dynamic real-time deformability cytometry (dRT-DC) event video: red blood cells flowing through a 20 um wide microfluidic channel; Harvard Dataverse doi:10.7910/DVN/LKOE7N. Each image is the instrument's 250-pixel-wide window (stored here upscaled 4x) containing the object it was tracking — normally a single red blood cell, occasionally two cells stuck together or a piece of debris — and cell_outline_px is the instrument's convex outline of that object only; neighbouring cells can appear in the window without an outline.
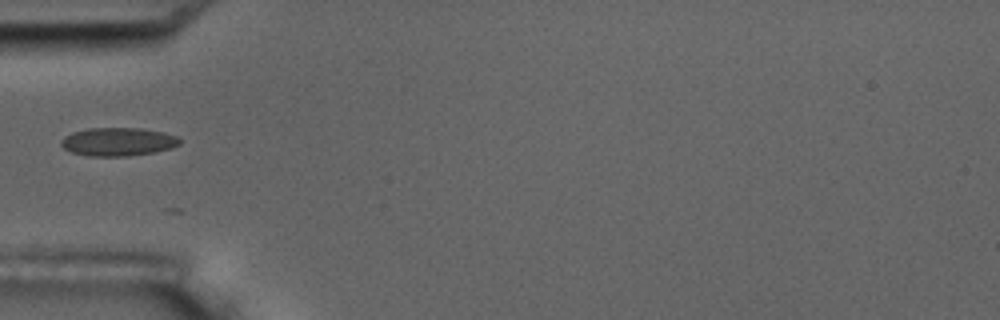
{"species": "common noctule bat (a hibernating species)", "species_latin": "Nyctalus noctula", "temperature_condition": "room temperature", "stored_images_in_passage": 1, "camera_frame_rate_fps": 3000, "um_per_image_px": 0.085, "animal": {"sex": "male", "body_mass_g": 17.5, "forearm_length_mm": 52.3}, "frame": {"image": 1, "passage_image": 1, "time_ms": 0.0, "image_size_px": [1000, 320], "cell_outline_px": [[180, 144], [172, 148], [156, 152], [128, 156], [88, 156], [72, 152], [64, 148], [60, 144], [60, 140], [64, 136], [72, 132], [88, 128], [140, 128], [164, 132], [176, 136], [180, 140]], "centroid_in_image_um": [10.03, 12.05], "position_along_channel_um": 75.0, "area_um2": 19.71}}